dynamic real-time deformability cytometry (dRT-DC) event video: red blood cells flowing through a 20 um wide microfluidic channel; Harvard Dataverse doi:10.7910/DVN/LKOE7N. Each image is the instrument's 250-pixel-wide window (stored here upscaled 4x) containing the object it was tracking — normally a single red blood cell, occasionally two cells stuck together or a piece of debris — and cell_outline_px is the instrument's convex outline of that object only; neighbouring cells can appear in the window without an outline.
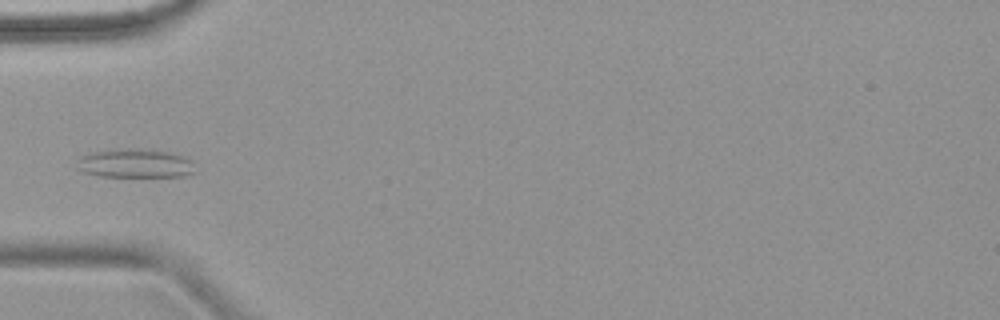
{"species": "common noctule bat (a hibernating species)", "species_latin": "Nyctalus noctula", "temperature_condition": "warm", "stored_images_in_passage": 6, "camera_frame_rate_fps": 3000, "um_per_image_px": 0.085, "animal": {"sex": "female", "body_mass_g": 18.4}, "frame": {"image": 1, "passage_image": 6, "time_ms": 5.667, "image_size_px": [1000, 320], "cell_outline_px": [[196, 172], [184, 176], [100, 176], [84, 172], [76, 168], [76, 160], [80, 156], [92, 152], [116, 148], [140, 148], [168, 152], [184, 156], [192, 160]], "centroid_in_image_um": [11.47, 13.87], "position_along_channel_um": 73.5, "area_um2": 20.17}}